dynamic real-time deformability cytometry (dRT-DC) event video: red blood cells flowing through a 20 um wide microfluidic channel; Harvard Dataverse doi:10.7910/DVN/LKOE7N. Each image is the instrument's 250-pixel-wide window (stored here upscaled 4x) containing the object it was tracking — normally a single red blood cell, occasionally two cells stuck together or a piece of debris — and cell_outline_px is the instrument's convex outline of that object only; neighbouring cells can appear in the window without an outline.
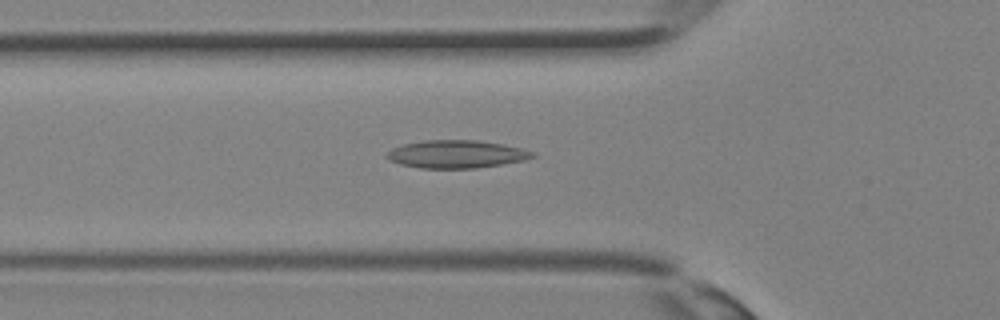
{"species": "Egyptian fruit bat (a non-hibernating species)", "species_latin": "Rousettus aegyptiacus", "temperature_condition": "room temperature", "stored_images_in_passage": 35, "camera_frame_rate_fps": 3000, "um_per_image_px": 0.085, "animal": {"sex": "female"}, "frame": {"image": 1, "passage_image": 12, "time_ms": 3.667, "image_size_px": [1000, 320], "cell_outline_px": [[536, 156], [524, 160], [476, 168], [420, 168], [400, 164], [384, 156], [392, 148], [404, 144], [424, 140], [476, 140], [500, 144], [520, 148], [536, 152]], "centroid_in_image_um": [38.79, 13.1], "position_along_channel_um": 87.0, "area_um2": 23.41}}
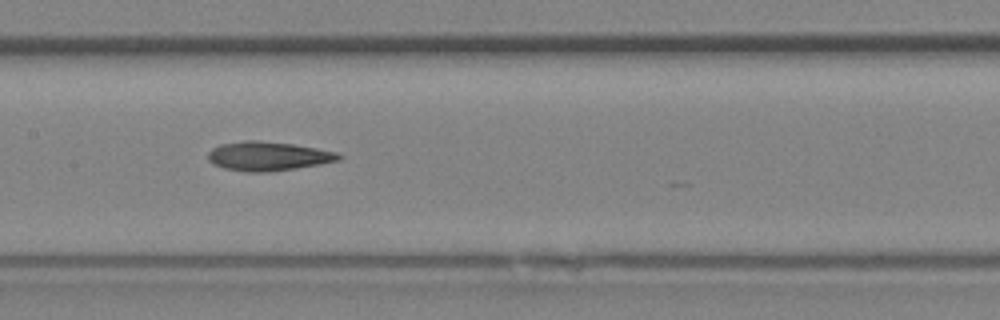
{"frame": {"image": 2, "passage_image": 17, "time_ms": 5.333, "image_size_px": [1000, 320], "cell_outline_px": [[344, 156], [340, 160], [320, 164], [296, 168], [268, 172], [248, 172], [224, 168], [208, 160], [208, 152], [212, 148], [220, 144], [244, 140], [256, 140], [292, 144], [316, 148], [336, 152]], "centroid_in_image_um": [22.79, 13.27], "position_along_channel_um": 184.6, "area_um2": 22.08}}
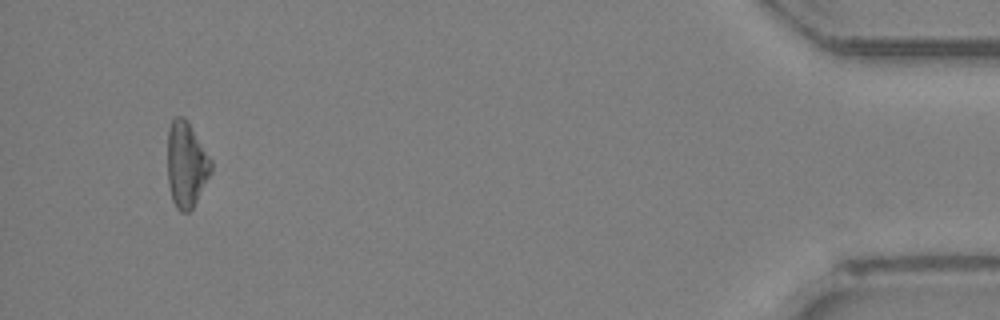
{"frame": {"image": 3, "passage_image": 33, "time_ms": 10.667, "image_size_px": [1000, 320], "cell_outline_px": [[212, 172], [192, 208], [188, 212], [180, 212], [176, 208], [172, 200], [168, 184], [168, 128], [172, 120], [176, 116], [184, 116], [188, 120], [212, 160]], "centroid_in_image_um": [15.84, 13.97], "position_along_channel_um": 419.4, "area_um2": 21.91}}